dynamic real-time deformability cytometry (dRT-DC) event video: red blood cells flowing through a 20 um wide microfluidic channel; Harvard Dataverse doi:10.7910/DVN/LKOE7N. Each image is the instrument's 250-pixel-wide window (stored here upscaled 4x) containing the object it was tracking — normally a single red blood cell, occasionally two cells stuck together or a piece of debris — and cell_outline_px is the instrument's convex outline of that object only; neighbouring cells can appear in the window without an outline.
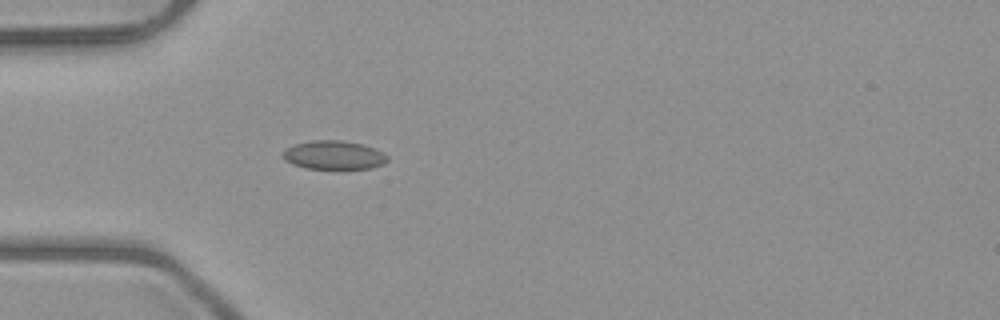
{"species": "common noctule bat (a hibernating species)", "species_latin": "Nyctalus noctula", "temperature_condition": "room temperature", "stored_images_in_passage": 1, "camera_frame_rate_fps": 3000, "um_per_image_px": 0.085, "animal": {"sex": "male", "body_mass_g": 23.1, "forearm_length_mm": 52.7}, "frame": {"image": 1, "passage_image": 1, "time_ms": 0.0, "image_size_px": [1000, 320], "cell_outline_px": [[388, 160], [384, 164], [372, 168], [308, 168], [292, 164], [284, 160], [280, 156], [280, 152], [284, 148], [292, 144], [312, 140], [340, 140], [364, 144], [376, 148], [384, 152], [388, 156]], "centroid_in_image_um": [28.34, 13.16], "position_along_channel_um": 56.7, "area_um2": 17.86}}